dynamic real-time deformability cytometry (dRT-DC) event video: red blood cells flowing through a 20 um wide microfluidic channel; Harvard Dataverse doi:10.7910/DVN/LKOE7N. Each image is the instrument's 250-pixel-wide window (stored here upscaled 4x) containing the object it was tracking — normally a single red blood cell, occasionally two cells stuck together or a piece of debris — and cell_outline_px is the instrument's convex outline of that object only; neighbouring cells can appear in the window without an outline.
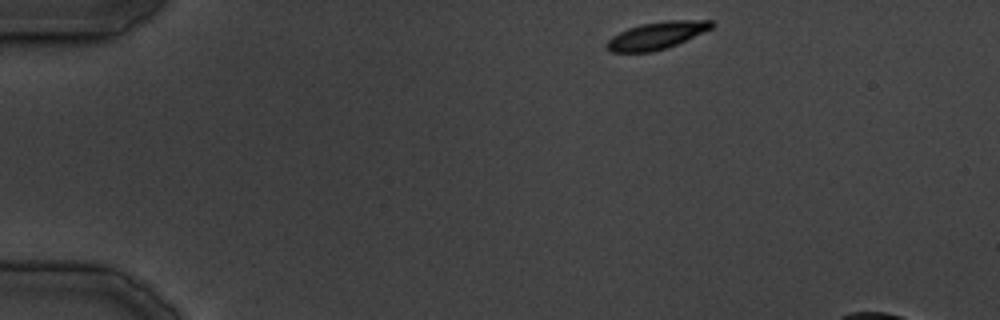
{"species": "common noctule bat (a hibernating species)", "species_latin": "Nyctalus noctula", "temperature_condition": "cold", "stored_images_in_passage": 33, "camera_frame_rate_fps": 3000, "um_per_image_px": 0.085, "animal": {"sex": "male", "body_mass_g": 19.5, "forearm_length_mm": 54.6}, "frame": {"image": 1, "passage_image": 1, "time_ms": 0.0, "image_size_px": [1000, 320], "cell_outline_px": [[716, 24], [712, 28], [676, 44], [652, 52], [612, 52], [604, 44], [612, 36], [628, 28], [640, 24], [668, 20], [712, 20]], "centroid_in_image_um": [55.81, 3.0], "position_along_channel_um": 29.2, "area_um2": 16.53}}
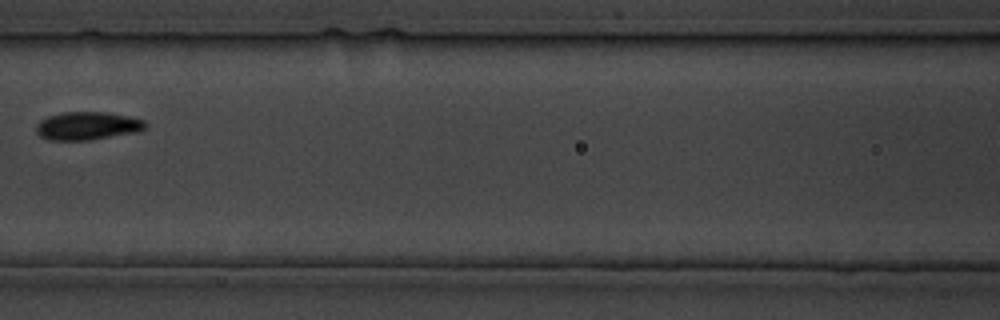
{"frame": {"image": 2, "passage_image": 13, "time_ms": 14.0, "image_size_px": [1000, 320], "cell_outline_px": [[148, 124], [140, 132], [88, 140], [48, 140], [40, 136], [36, 132], [36, 124], [40, 120], [48, 116], [60, 112], [104, 112], [128, 116], [144, 120]], "centroid_in_image_um": [7.42, 10.7], "position_along_channel_um": 159.2, "area_um2": 18.03}}
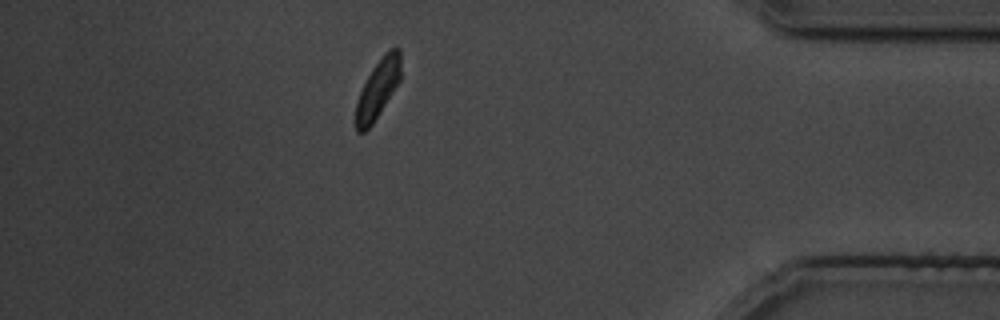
{"frame": {"image": 3, "passage_image": 30, "time_ms": 33.333, "image_size_px": [1000, 320], "cell_outline_px": [[400, 80], [380, 112], [372, 124], [364, 132], [356, 132], [356, 104], [360, 92], [372, 68], [384, 52], [388, 48], [400, 48]], "centroid_in_image_um": [32.12, 7.52], "position_along_channel_um": 403.1, "area_um2": 15.14}}